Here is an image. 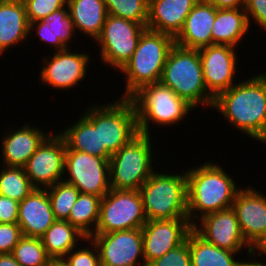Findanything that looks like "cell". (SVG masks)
I'll list each match as a JSON object with an SVG mask.
<instances>
[{
    "instance_id": "277c9868",
    "label": "cell",
    "mask_w": 266,
    "mask_h": 266,
    "mask_svg": "<svg viewBox=\"0 0 266 266\" xmlns=\"http://www.w3.org/2000/svg\"><path fill=\"white\" fill-rule=\"evenodd\" d=\"M160 82L194 108L199 104L213 107L215 98L205 86L199 50L175 44L165 62Z\"/></svg>"
},
{
    "instance_id": "bcb514c9",
    "label": "cell",
    "mask_w": 266,
    "mask_h": 266,
    "mask_svg": "<svg viewBox=\"0 0 266 266\" xmlns=\"http://www.w3.org/2000/svg\"><path fill=\"white\" fill-rule=\"evenodd\" d=\"M250 261L248 262V261H239L238 262V264H237V266H266V263L264 262H258V261H252L251 259H249Z\"/></svg>"
},
{
    "instance_id": "f35d334b",
    "label": "cell",
    "mask_w": 266,
    "mask_h": 266,
    "mask_svg": "<svg viewBox=\"0 0 266 266\" xmlns=\"http://www.w3.org/2000/svg\"><path fill=\"white\" fill-rule=\"evenodd\" d=\"M37 26V27H36ZM30 33L32 30L36 29L37 35H39L40 41L47 42L48 45H52V48H55V51H62L67 49V47L60 41V39L56 36V32L49 27V22L45 20H40L36 22L30 23ZM34 28V29H33Z\"/></svg>"
},
{
    "instance_id": "cb8c5ba5",
    "label": "cell",
    "mask_w": 266,
    "mask_h": 266,
    "mask_svg": "<svg viewBox=\"0 0 266 266\" xmlns=\"http://www.w3.org/2000/svg\"><path fill=\"white\" fill-rule=\"evenodd\" d=\"M29 27L22 0H0V55L11 46L25 41L30 35Z\"/></svg>"
},
{
    "instance_id": "30bf717a",
    "label": "cell",
    "mask_w": 266,
    "mask_h": 266,
    "mask_svg": "<svg viewBox=\"0 0 266 266\" xmlns=\"http://www.w3.org/2000/svg\"><path fill=\"white\" fill-rule=\"evenodd\" d=\"M146 28L144 24L108 14L102 33L95 41L101 47V61L121 70L131 59Z\"/></svg>"
},
{
    "instance_id": "74e56055",
    "label": "cell",
    "mask_w": 266,
    "mask_h": 266,
    "mask_svg": "<svg viewBox=\"0 0 266 266\" xmlns=\"http://www.w3.org/2000/svg\"><path fill=\"white\" fill-rule=\"evenodd\" d=\"M22 237L18 223H0V254L12 253Z\"/></svg>"
},
{
    "instance_id": "4dcf8cb0",
    "label": "cell",
    "mask_w": 266,
    "mask_h": 266,
    "mask_svg": "<svg viewBox=\"0 0 266 266\" xmlns=\"http://www.w3.org/2000/svg\"><path fill=\"white\" fill-rule=\"evenodd\" d=\"M56 220H67L80 194L79 190L65 181L46 188Z\"/></svg>"
},
{
    "instance_id": "f6af8a7d",
    "label": "cell",
    "mask_w": 266,
    "mask_h": 266,
    "mask_svg": "<svg viewBox=\"0 0 266 266\" xmlns=\"http://www.w3.org/2000/svg\"><path fill=\"white\" fill-rule=\"evenodd\" d=\"M47 266H69L64 258H50Z\"/></svg>"
},
{
    "instance_id": "7bdbcfd3",
    "label": "cell",
    "mask_w": 266,
    "mask_h": 266,
    "mask_svg": "<svg viewBox=\"0 0 266 266\" xmlns=\"http://www.w3.org/2000/svg\"><path fill=\"white\" fill-rule=\"evenodd\" d=\"M256 250L259 252V258L262 257L263 254L266 255V233L251 246V252L248 254L249 257H253V255L256 253Z\"/></svg>"
},
{
    "instance_id": "2e32d148",
    "label": "cell",
    "mask_w": 266,
    "mask_h": 266,
    "mask_svg": "<svg viewBox=\"0 0 266 266\" xmlns=\"http://www.w3.org/2000/svg\"><path fill=\"white\" fill-rule=\"evenodd\" d=\"M235 51L236 48L229 45H209L199 49L204 83L214 98L235 85L238 60Z\"/></svg>"
},
{
    "instance_id": "60d3db41",
    "label": "cell",
    "mask_w": 266,
    "mask_h": 266,
    "mask_svg": "<svg viewBox=\"0 0 266 266\" xmlns=\"http://www.w3.org/2000/svg\"><path fill=\"white\" fill-rule=\"evenodd\" d=\"M19 202L0 195V223H17Z\"/></svg>"
},
{
    "instance_id": "836d02e7",
    "label": "cell",
    "mask_w": 266,
    "mask_h": 266,
    "mask_svg": "<svg viewBox=\"0 0 266 266\" xmlns=\"http://www.w3.org/2000/svg\"><path fill=\"white\" fill-rule=\"evenodd\" d=\"M44 20L49 22V27L56 32V36L68 48L71 38L73 39L76 35L68 6L52 12Z\"/></svg>"
},
{
    "instance_id": "d6a6232c",
    "label": "cell",
    "mask_w": 266,
    "mask_h": 266,
    "mask_svg": "<svg viewBox=\"0 0 266 266\" xmlns=\"http://www.w3.org/2000/svg\"><path fill=\"white\" fill-rule=\"evenodd\" d=\"M109 15L146 26L149 0H104Z\"/></svg>"
},
{
    "instance_id": "484cf974",
    "label": "cell",
    "mask_w": 266,
    "mask_h": 266,
    "mask_svg": "<svg viewBox=\"0 0 266 266\" xmlns=\"http://www.w3.org/2000/svg\"><path fill=\"white\" fill-rule=\"evenodd\" d=\"M74 29L96 40L108 16L104 0H67Z\"/></svg>"
},
{
    "instance_id": "44dd1931",
    "label": "cell",
    "mask_w": 266,
    "mask_h": 266,
    "mask_svg": "<svg viewBox=\"0 0 266 266\" xmlns=\"http://www.w3.org/2000/svg\"><path fill=\"white\" fill-rule=\"evenodd\" d=\"M217 8L206 0H199L186 17L182 30L175 37V44L199 50L212 45V26Z\"/></svg>"
},
{
    "instance_id": "9c48e42d",
    "label": "cell",
    "mask_w": 266,
    "mask_h": 266,
    "mask_svg": "<svg viewBox=\"0 0 266 266\" xmlns=\"http://www.w3.org/2000/svg\"><path fill=\"white\" fill-rule=\"evenodd\" d=\"M112 102L99 105L100 149H106L111 155L139 134L133 101L118 98Z\"/></svg>"
},
{
    "instance_id": "6da1fadb",
    "label": "cell",
    "mask_w": 266,
    "mask_h": 266,
    "mask_svg": "<svg viewBox=\"0 0 266 266\" xmlns=\"http://www.w3.org/2000/svg\"><path fill=\"white\" fill-rule=\"evenodd\" d=\"M241 133L262 144L266 140V72L221 92L213 107Z\"/></svg>"
},
{
    "instance_id": "ffe728a7",
    "label": "cell",
    "mask_w": 266,
    "mask_h": 266,
    "mask_svg": "<svg viewBox=\"0 0 266 266\" xmlns=\"http://www.w3.org/2000/svg\"><path fill=\"white\" fill-rule=\"evenodd\" d=\"M55 221L46 188H34L19 202L17 223L23 236L41 238Z\"/></svg>"
},
{
    "instance_id": "ab89813d",
    "label": "cell",
    "mask_w": 266,
    "mask_h": 266,
    "mask_svg": "<svg viewBox=\"0 0 266 266\" xmlns=\"http://www.w3.org/2000/svg\"><path fill=\"white\" fill-rule=\"evenodd\" d=\"M244 10L249 25L252 23L250 20L253 19L262 30H266V0H246Z\"/></svg>"
},
{
    "instance_id": "4fadbf2b",
    "label": "cell",
    "mask_w": 266,
    "mask_h": 266,
    "mask_svg": "<svg viewBox=\"0 0 266 266\" xmlns=\"http://www.w3.org/2000/svg\"><path fill=\"white\" fill-rule=\"evenodd\" d=\"M66 144L63 137L50 133L23 167L35 188H47L63 181Z\"/></svg>"
},
{
    "instance_id": "7c38bea8",
    "label": "cell",
    "mask_w": 266,
    "mask_h": 266,
    "mask_svg": "<svg viewBox=\"0 0 266 266\" xmlns=\"http://www.w3.org/2000/svg\"><path fill=\"white\" fill-rule=\"evenodd\" d=\"M89 239L98 249L100 266H146L141 228L93 233Z\"/></svg>"
},
{
    "instance_id": "83f0119b",
    "label": "cell",
    "mask_w": 266,
    "mask_h": 266,
    "mask_svg": "<svg viewBox=\"0 0 266 266\" xmlns=\"http://www.w3.org/2000/svg\"><path fill=\"white\" fill-rule=\"evenodd\" d=\"M189 251L192 266H237L234 259L239 252H232L208 243L193 229L189 232Z\"/></svg>"
},
{
    "instance_id": "7a4b0ae2",
    "label": "cell",
    "mask_w": 266,
    "mask_h": 266,
    "mask_svg": "<svg viewBox=\"0 0 266 266\" xmlns=\"http://www.w3.org/2000/svg\"><path fill=\"white\" fill-rule=\"evenodd\" d=\"M186 177L187 214L192 226L198 218L231 208L240 190L229 173L210 161L188 169Z\"/></svg>"
},
{
    "instance_id": "f546056e",
    "label": "cell",
    "mask_w": 266,
    "mask_h": 266,
    "mask_svg": "<svg viewBox=\"0 0 266 266\" xmlns=\"http://www.w3.org/2000/svg\"><path fill=\"white\" fill-rule=\"evenodd\" d=\"M0 195L21 202L35 188L23 167H1Z\"/></svg>"
},
{
    "instance_id": "f1b7e54d",
    "label": "cell",
    "mask_w": 266,
    "mask_h": 266,
    "mask_svg": "<svg viewBox=\"0 0 266 266\" xmlns=\"http://www.w3.org/2000/svg\"><path fill=\"white\" fill-rule=\"evenodd\" d=\"M100 202L101 197L97 195L80 193L67 219L71 225L75 226L87 238L95 232L97 227Z\"/></svg>"
},
{
    "instance_id": "52a82bcc",
    "label": "cell",
    "mask_w": 266,
    "mask_h": 266,
    "mask_svg": "<svg viewBox=\"0 0 266 266\" xmlns=\"http://www.w3.org/2000/svg\"><path fill=\"white\" fill-rule=\"evenodd\" d=\"M151 135L138 134L109 159L110 187L139 190L157 170L152 167Z\"/></svg>"
},
{
    "instance_id": "603a6c76",
    "label": "cell",
    "mask_w": 266,
    "mask_h": 266,
    "mask_svg": "<svg viewBox=\"0 0 266 266\" xmlns=\"http://www.w3.org/2000/svg\"><path fill=\"white\" fill-rule=\"evenodd\" d=\"M199 0H149L148 29L176 37Z\"/></svg>"
},
{
    "instance_id": "5b68a950",
    "label": "cell",
    "mask_w": 266,
    "mask_h": 266,
    "mask_svg": "<svg viewBox=\"0 0 266 266\" xmlns=\"http://www.w3.org/2000/svg\"><path fill=\"white\" fill-rule=\"evenodd\" d=\"M147 220L188 218L187 177L154 172L139 189Z\"/></svg>"
},
{
    "instance_id": "8d00e7d4",
    "label": "cell",
    "mask_w": 266,
    "mask_h": 266,
    "mask_svg": "<svg viewBox=\"0 0 266 266\" xmlns=\"http://www.w3.org/2000/svg\"><path fill=\"white\" fill-rule=\"evenodd\" d=\"M84 241H89L88 244L91 242L90 244H92V247L89 248L85 246L82 249L79 248L78 250V247H76L72 249L64 257V259L69 264V266H100V258L96 245L89 238H86Z\"/></svg>"
},
{
    "instance_id": "d6986e66",
    "label": "cell",
    "mask_w": 266,
    "mask_h": 266,
    "mask_svg": "<svg viewBox=\"0 0 266 266\" xmlns=\"http://www.w3.org/2000/svg\"><path fill=\"white\" fill-rule=\"evenodd\" d=\"M71 127L58 133L63 137L66 149L88 153L109 160L111 154L106 149H100L99 138V106L88 107Z\"/></svg>"
},
{
    "instance_id": "d590c367",
    "label": "cell",
    "mask_w": 266,
    "mask_h": 266,
    "mask_svg": "<svg viewBox=\"0 0 266 266\" xmlns=\"http://www.w3.org/2000/svg\"><path fill=\"white\" fill-rule=\"evenodd\" d=\"M146 266H192L189 251V233L182 244Z\"/></svg>"
},
{
    "instance_id": "4316f807",
    "label": "cell",
    "mask_w": 266,
    "mask_h": 266,
    "mask_svg": "<svg viewBox=\"0 0 266 266\" xmlns=\"http://www.w3.org/2000/svg\"><path fill=\"white\" fill-rule=\"evenodd\" d=\"M87 237L67 220H56L41 237L46 254L50 258H64L77 247V241Z\"/></svg>"
},
{
    "instance_id": "ee69618b",
    "label": "cell",
    "mask_w": 266,
    "mask_h": 266,
    "mask_svg": "<svg viewBox=\"0 0 266 266\" xmlns=\"http://www.w3.org/2000/svg\"><path fill=\"white\" fill-rule=\"evenodd\" d=\"M0 266H21L11 253L0 254Z\"/></svg>"
},
{
    "instance_id": "ba28073f",
    "label": "cell",
    "mask_w": 266,
    "mask_h": 266,
    "mask_svg": "<svg viewBox=\"0 0 266 266\" xmlns=\"http://www.w3.org/2000/svg\"><path fill=\"white\" fill-rule=\"evenodd\" d=\"M147 222L139 190L110 189L101 198L99 221L94 233L142 228Z\"/></svg>"
},
{
    "instance_id": "d4e9b609",
    "label": "cell",
    "mask_w": 266,
    "mask_h": 266,
    "mask_svg": "<svg viewBox=\"0 0 266 266\" xmlns=\"http://www.w3.org/2000/svg\"><path fill=\"white\" fill-rule=\"evenodd\" d=\"M247 14L244 8H225L216 10L212 26V45H236L249 32Z\"/></svg>"
},
{
    "instance_id": "3957f363",
    "label": "cell",
    "mask_w": 266,
    "mask_h": 266,
    "mask_svg": "<svg viewBox=\"0 0 266 266\" xmlns=\"http://www.w3.org/2000/svg\"><path fill=\"white\" fill-rule=\"evenodd\" d=\"M175 37L146 28L139 38L131 59L122 67L126 79L122 97L130 99L142 87L161 80L165 62Z\"/></svg>"
},
{
    "instance_id": "5bb4252c",
    "label": "cell",
    "mask_w": 266,
    "mask_h": 266,
    "mask_svg": "<svg viewBox=\"0 0 266 266\" xmlns=\"http://www.w3.org/2000/svg\"><path fill=\"white\" fill-rule=\"evenodd\" d=\"M145 265L182 244L192 230L188 218L147 220L142 226Z\"/></svg>"
},
{
    "instance_id": "b9f144b4",
    "label": "cell",
    "mask_w": 266,
    "mask_h": 266,
    "mask_svg": "<svg viewBox=\"0 0 266 266\" xmlns=\"http://www.w3.org/2000/svg\"><path fill=\"white\" fill-rule=\"evenodd\" d=\"M217 9L244 8L246 0H206Z\"/></svg>"
},
{
    "instance_id": "8992f818",
    "label": "cell",
    "mask_w": 266,
    "mask_h": 266,
    "mask_svg": "<svg viewBox=\"0 0 266 266\" xmlns=\"http://www.w3.org/2000/svg\"><path fill=\"white\" fill-rule=\"evenodd\" d=\"M130 99L136 108L138 132L145 135H150V122L157 127L177 125L195 109L161 82L142 87Z\"/></svg>"
},
{
    "instance_id": "e0dca14e",
    "label": "cell",
    "mask_w": 266,
    "mask_h": 266,
    "mask_svg": "<svg viewBox=\"0 0 266 266\" xmlns=\"http://www.w3.org/2000/svg\"><path fill=\"white\" fill-rule=\"evenodd\" d=\"M47 60H46V59ZM49 58V59H48ZM44 57L40 79L54 89L68 90L86 77L89 53L72 52L69 48L56 51L51 57ZM88 63V64H87Z\"/></svg>"
},
{
    "instance_id": "e575fe53",
    "label": "cell",
    "mask_w": 266,
    "mask_h": 266,
    "mask_svg": "<svg viewBox=\"0 0 266 266\" xmlns=\"http://www.w3.org/2000/svg\"><path fill=\"white\" fill-rule=\"evenodd\" d=\"M29 23L44 20L54 11L67 6V0H22Z\"/></svg>"
},
{
    "instance_id": "8fae6325",
    "label": "cell",
    "mask_w": 266,
    "mask_h": 266,
    "mask_svg": "<svg viewBox=\"0 0 266 266\" xmlns=\"http://www.w3.org/2000/svg\"><path fill=\"white\" fill-rule=\"evenodd\" d=\"M64 171L66 179L63 181L74 185L82 194H94L102 198L111 189L107 159L66 149Z\"/></svg>"
},
{
    "instance_id": "1f68e13d",
    "label": "cell",
    "mask_w": 266,
    "mask_h": 266,
    "mask_svg": "<svg viewBox=\"0 0 266 266\" xmlns=\"http://www.w3.org/2000/svg\"><path fill=\"white\" fill-rule=\"evenodd\" d=\"M11 254L21 266H47L50 259L41 238L34 237L23 236Z\"/></svg>"
},
{
    "instance_id": "7402d4cb",
    "label": "cell",
    "mask_w": 266,
    "mask_h": 266,
    "mask_svg": "<svg viewBox=\"0 0 266 266\" xmlns=\"http://www.w3.org/2000/svg\"><path fill=\"white\" fill-rule=\"evenodd\" d=\"M48 135L41 128L28 124L5 134L1 141L2 166L24 167Z\"/></svg>"
},
{
    "instance_id": "ac0fdd59",
    "label": "cell",
    "mask_w": 266,
    "mask_h": 266,
    "mask_svg": "<svg viewBox=\"0 0 266 266\" xmlns=\"http://www.w3.org/2000/svg\"><path fill=\"white\" fill-rule=\"evenodd\" d=\"M240 189L233 202L245 241L252 246L266 233V195L248 186Z\"/></svg>"
},
{
    "instance_id": "9a60e30c",
    "label": "cell",
    "mask_w": 266,
    "mask_h": 266,
    "mask_svg": "<svg viewBox=\"0 0 266 266\" xmlns=\"http://www.w3.org/2000/svg\"><path fill=\"white\" fill-rule=\"evenodd\" d=\"M198 221L200 225L196 223L192 229L208 243L232 252H241L244 247L248 249L247 255L251 252L232 207L208 214Z\"/></svg>"
}]
</instances>
